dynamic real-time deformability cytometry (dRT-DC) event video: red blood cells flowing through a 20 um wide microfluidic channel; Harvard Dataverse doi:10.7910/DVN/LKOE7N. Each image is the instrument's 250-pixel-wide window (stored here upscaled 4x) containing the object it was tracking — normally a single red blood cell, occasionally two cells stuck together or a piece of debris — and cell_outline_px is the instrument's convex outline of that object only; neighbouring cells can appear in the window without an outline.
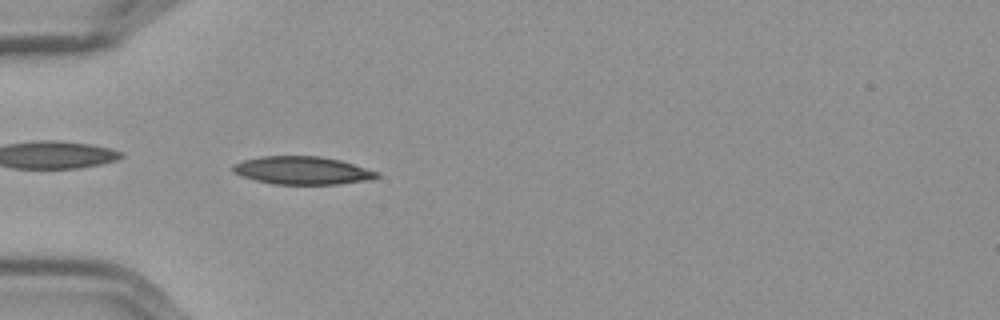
{"species": "Egyptian fruit bat (a non-hibernating species)", "species_latin": "Rousettus aegyptiacus", "temperature_condition": "cold", "stored_images_in_passage": 57, "camera_frame_rate_fps": 3000, "um_per_image_px": 0.085, "frame": {"image": 1, "passage_image": 18, "time_ms": 5.667, "image_size_px": [1000, 320], "cell_outline_px": [[380, 176], [368, 180], [340, 184], [272, 184], [256, 180], [232, 172], [232, 164], [244, 160], [260, 156], [320, 156], [340, 160], [380, 172]], "centroid_in_image_um": [25.7, 14.48], "position_along_channel_um": 59.3, "area_um2": 23.47}}
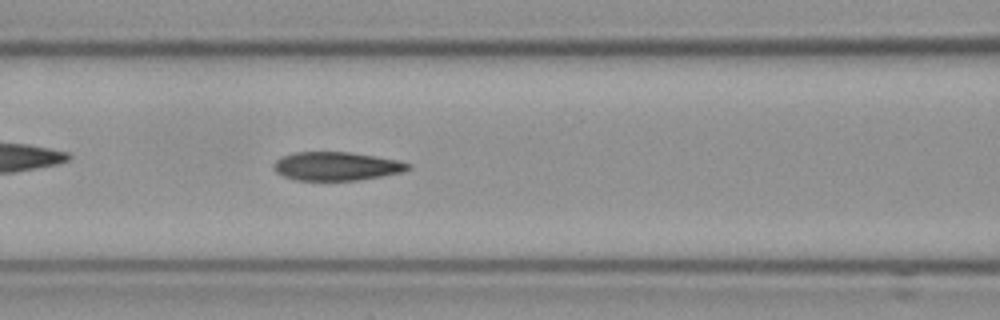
{"frame": {"image": 2, "passage_image": 25, "time_ms": 8.0, "image_size_px": [1000, 320], "cell_outline_px": [[412, 168], [400, 172], [380, 176], [356, 180], [296, 180], [284, 176], [276, 172], [272, 168], [272, 164], [280, 156], [296, 152], [348, 152], [396, 160], [412, 164]], "centroid_in_image_um": [28.54, 14.12], "position_along_channel_um": 138.1, "area_um2": 22.2}}
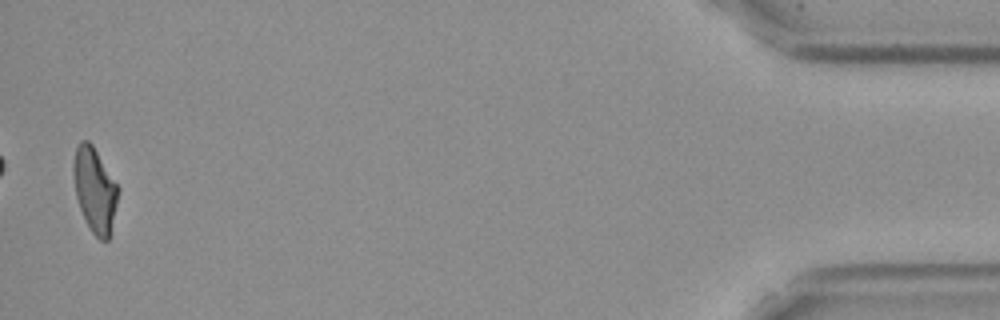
{"frame": {"image": 3, "passage_image": 56, "time_ms": 18.333, "image_size_px": [1000, 320], "cell_outline_px": [[120, 192], [108, 240], [100, 240], [92, 232], [80, 208], [76, 196], [72, 168], [72, 164], [76, 148], [80, 140], [88, 140], [92, 144], [120, 188]], "centroid_in_image_um": [8.06, 16.11], "position_along_channel_um": 427.1, "area_um2": 21.96}, "authors_computed_cell_mechanics": {"area_um2": 22.7154, "velocity_mm_per_s": 3.5985, "shape_relaxation_time_tau1_ms": 10.1811, "shape_relaxation_time_tau2_ms": 2.4695, "deformation_change_tau1": 0.2397, "deformation_change_tau2": 0.1004}}